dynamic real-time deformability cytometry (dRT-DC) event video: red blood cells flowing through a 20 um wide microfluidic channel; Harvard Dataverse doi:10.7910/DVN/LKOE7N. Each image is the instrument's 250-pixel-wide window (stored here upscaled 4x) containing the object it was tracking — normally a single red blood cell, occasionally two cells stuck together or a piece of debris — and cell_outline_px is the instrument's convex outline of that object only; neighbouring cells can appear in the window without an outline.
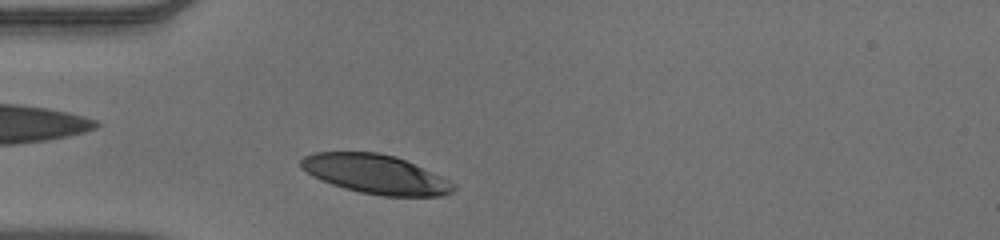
{"species": "human", "species_latin": "Homo sapiens", "temperature_condition": "warm", "stored_images_in_passage": 38, "camera_frame_rate_fps": 3000, "um_per_image_px": 0.085, "donor": {"sex": "male"}, "frame": {"image": 1, "passage_image": 4, "time_ms": 1.0, "image_size_px": [1000, 240], "cell_outline_px": [[456, 188], [452, 192], [440, 196], [380, 196], [360, 192], [344, 188], [320, 180], [312, 176], [300, 168], [300, 160], [304, 156], [316, 152], [380, 152], [396, 156], [432, 172], [456, 184]], "centroid_in_image_um": [31.9, 14.8], "position_along_channel_um": 53.1, "area_um2": 34.85}}
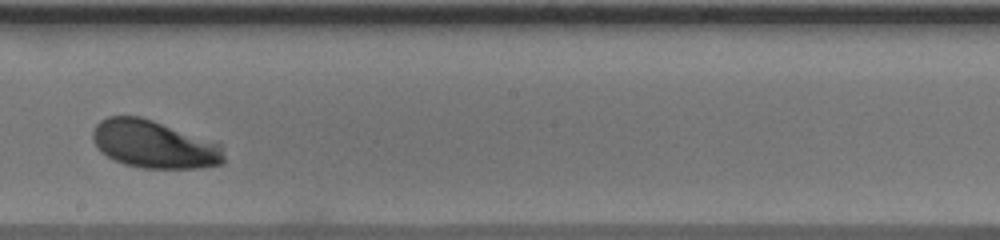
{"frame": {"image": 2, "passage_image": 19, "time_ms": 6.0, "image_size_px": [1000, 240], "cell_outline_px": [[224, 164], [196, 168], [144, 168], [124, 164], [100, 152], [92, 140], [92, 132], [96, 124], [100, 120], [108, 116], [140, 116], [152, 120], [220, 144], [224, 156]], "centroid_in_image_um": [13.05, 12.27], "position_along_channel_um": 235.1, "area_um2": 36.24}}
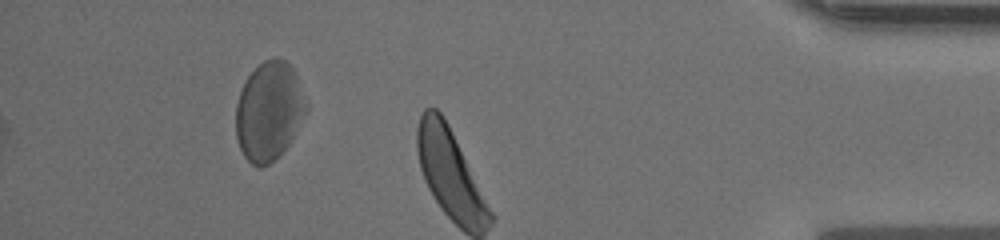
{"frame": {"image": 3, "passage_image": 34, "time_ms": 11.0, "image_size_px": [1000, 240], "cell_outline_px": [[308, 108], [288, 144], [268, 164], [252, 164], [244, 156], [240, 148], [236, 136], [236, 104], [240, 92], [248, 76], [264, 60], [284, 60], [292, 68], [296, 76], [308, 104]], "centroid_in_image_um": [22.85, 9.44], "position_along_channel_um": 412.3, "area_um2": 39.36}, "authors_computed_cell_mechanics": {"area_um2": 36.7319, "velocity_mm_per_s": 3.8416, "shape_relaxation_time_tau1_ms": 2.4109, "shape_relaxation_time_tau2_ms": null, "deformation_change_tau1": 0.1457, "deformation_change_tau2": null}}